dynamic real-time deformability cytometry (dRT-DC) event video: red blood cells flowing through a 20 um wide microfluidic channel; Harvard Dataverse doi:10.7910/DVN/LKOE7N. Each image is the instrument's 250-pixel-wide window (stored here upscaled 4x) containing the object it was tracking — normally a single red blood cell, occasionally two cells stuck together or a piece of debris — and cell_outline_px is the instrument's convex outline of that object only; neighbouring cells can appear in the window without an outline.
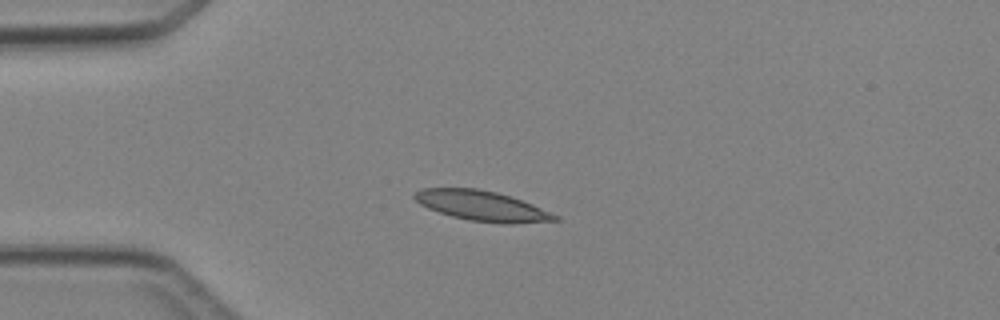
{"species": "Egyptian fruit bat (a non-hibernating species)", "species_latin": "Rousettus aegyptiacus", "temperature_condition": "cold", "stored_images_in_passage": 4, "camera_frame_rate_fps": 3000, "um_per_image_px": 0.085, "animal": {"sex": "female"}, "frame": {"image": 1, "passage_image": 3, "time_ms": 2.333, "image_size_px": [1000, 320], "cell_outline_px": [[560, 220], [512, 224], [504, 224], [468, 220], [452, 216], [428, 208], [420, 204], [412, 196], [420, 188], [476, 188], [496, 192], [512, 196], [532, 204], [560, 216]], "centroid_in_image_um": [40.99, 17.5], "position_along_channel_um": 44.0, "area_um2": 24.68}}